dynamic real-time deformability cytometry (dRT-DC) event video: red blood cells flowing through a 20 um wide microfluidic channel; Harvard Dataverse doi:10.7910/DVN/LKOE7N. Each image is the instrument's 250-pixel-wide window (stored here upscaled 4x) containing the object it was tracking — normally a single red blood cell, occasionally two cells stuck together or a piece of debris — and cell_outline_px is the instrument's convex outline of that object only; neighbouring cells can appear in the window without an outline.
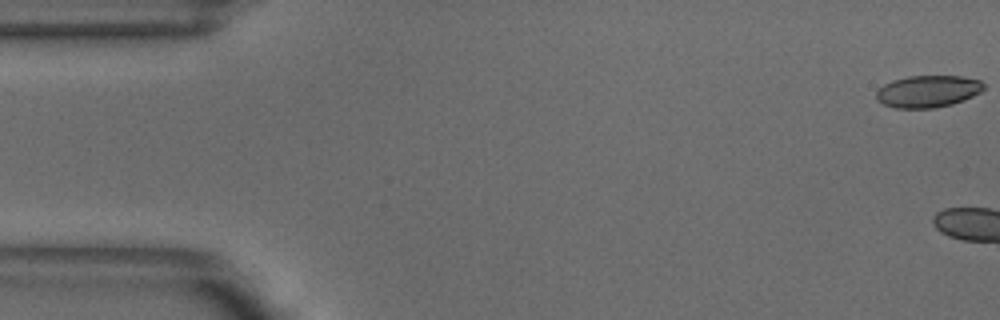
{"species": "common noctule bat (a hibernating species)", "species_latin": "Nyctalus noctula", "temperature_condition": "warm", "stored_images_in_passage": 3, "camera_frame_rate_fps": 3000, "um_per_image_px": 0.085, "animal": {"sex": "male", "body_mass_g": 18.8}, "frame": {"image": 1, "passage_image": 1, "time_ms": 0.0, "image_size_px": [1000, 320], "cell_outline_px": [[984, 88], [980, 92], [964, 100], [952, 104], [932, 108], [896, 108], [884, 104], [876, 100], [876, 92], [884, 84], [892, 80], [908, 76], [960, 76], [980, 80], [984, 84]], "centroid_in_image_um": [78.86, 7.76], "position_along_channel_um": 6.1, "area_um2": 20.0}}